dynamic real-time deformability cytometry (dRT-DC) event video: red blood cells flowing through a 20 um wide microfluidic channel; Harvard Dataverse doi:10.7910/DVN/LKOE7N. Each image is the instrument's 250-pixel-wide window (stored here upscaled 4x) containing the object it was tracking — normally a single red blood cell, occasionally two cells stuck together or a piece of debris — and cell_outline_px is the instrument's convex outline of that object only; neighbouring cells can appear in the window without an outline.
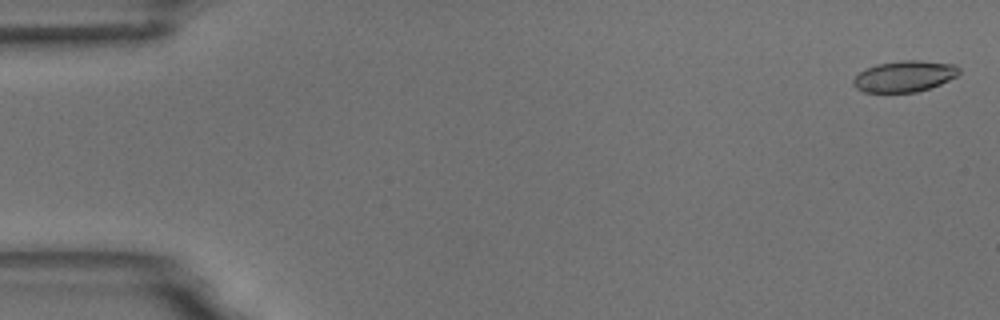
{"species": "common noctule bat (a hibernating species)", "species_latin": "Nyctalus noctula", "temperature_condition": "room temperature", "stored_images_in_passage": 5, "camera_frame_rate_fps": 3000, "um_per_image_px": 0.085, "animal": {"sex": "male", "body_mass_g": 18.8}, "frame": {"image": 1, "passage_image": 1, "time_ms": 0.0, "image_size_px": [1000, 320], "cell_outline_px": [[960, 72], [956, 76], [940, 84], [916, 92], [864, 92], [856, 88], [852, 84], [852, 80], [860, 72], [876, 64], [904, 60], [916, 60], [956, 64], [960, 68]], "centroid_in_image_um": [76.88, 6.48], "position_along_channel_um": 8.1, "area_um2": 19.07}}
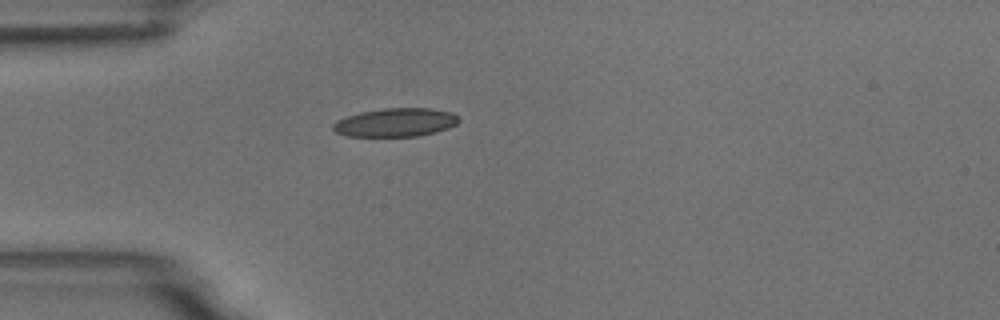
{"frame": {"image": 2, "passage_image": 5, "time_ms": 4.667, "image_size_px": [1000, 320], "cell_outline_px": [[460, 120], [456, 124], [448, 128], [436, 132], [420, 136], [348, 136], [336, 132], [332, 128], [332, 124], [336, 120], [360, 112], [384, 108], [428, 108], [452, 112]], "centroid_in_image_um": [33.62, 10.41], "position_along_channel_um": 51.4, "area_um2": 20.87}}